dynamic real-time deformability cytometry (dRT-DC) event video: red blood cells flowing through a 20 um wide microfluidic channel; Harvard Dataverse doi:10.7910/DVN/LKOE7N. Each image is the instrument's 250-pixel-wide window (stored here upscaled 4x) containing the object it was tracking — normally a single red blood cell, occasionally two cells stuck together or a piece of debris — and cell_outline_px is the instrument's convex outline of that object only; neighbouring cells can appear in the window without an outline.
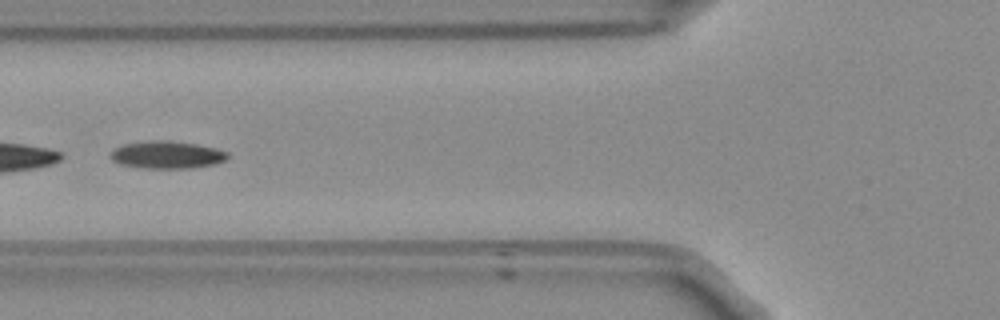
{"species": "Egyptian fruit bat (a non-hibernating species)", "species_latin": "Rousettus aegyptiacus", "temperature_condition": "room temperature", "stored_images_in_passage": 31, "segment_of_instrument_passage": [2, 2], "camera_frame_rate_fps": 3000, "um_per_image_px": 0.085, "frame": {"image": 1, "passage_image": 11, "time_ms": 3.333, "image_size_px": [1000, 320], "cell_outline_px": [[228, 156], [224, 160], [216, 164], [192, 168], [144, 168], [120, 164], [112, 160], [112, 148], [124, 144], [148, 140], [168, 140], [196, 144], [216, 148], [228, 152]], "centroid_in_image_um": [14.19, 13.15], "position_along_channel_um": 111.6, "area_um2": 18.79}}
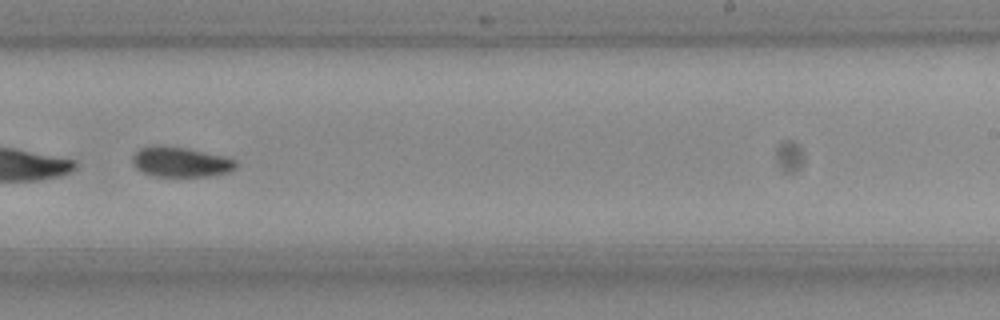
{"frame": {"image": 2, "passage_image": 24, "time_ms": 7.667, "image_size_px": [1000, 320], "cell_outline_px": [[236, 168], [228, 172], [212, 176], [152, 176], [136, 168], [132, 164], [132, 156], [140, 148], [156, 144], [184, 148], [220, 156], [236, 160]], "centroid_in_image_um": [15.3, 13.77], "position_along_channel_um": 273.7, "area_um2": 17.92}}